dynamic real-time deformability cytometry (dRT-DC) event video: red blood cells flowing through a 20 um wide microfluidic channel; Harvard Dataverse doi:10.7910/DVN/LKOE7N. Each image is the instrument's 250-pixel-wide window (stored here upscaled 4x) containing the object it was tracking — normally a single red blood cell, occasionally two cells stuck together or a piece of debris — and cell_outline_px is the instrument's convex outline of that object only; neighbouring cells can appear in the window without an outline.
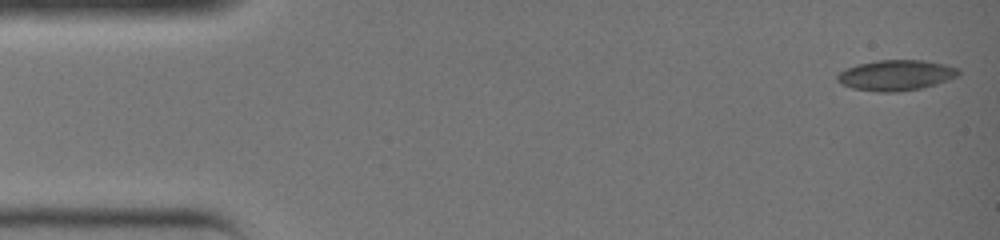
{"species": "common noctule bat (a hibernating species)", "species_latin": "Nyctalus noctula", "temperature_condition": "warm", "stored_images_in_passage": 36, "camera_frame_rate_fps": 3000, "um_per_image_px": 0.085, "animal": {"sex": "female", "body_mass_g": 19.0, "forearm_length_mm": 51.5}, "frame": {"image": 1, "passage_image": 1, "time_ms": 0.0, "image_size_px": [1000, 240], "cell_outline_px": [[960, 72], [956, 76], [948, 80], [936, 84], [920, 88], [896, 92], [876, 92], [852, 88], [840, 84], [836, 80], [836, 76], [840, 72], [856, 64], [876, 60], [924, 60], [944, 64], [956, 68]], "centroid_in_image_um": [76.11, 6.39], "position_along_channel_um": 8.9, "area_um2": 21.56}}
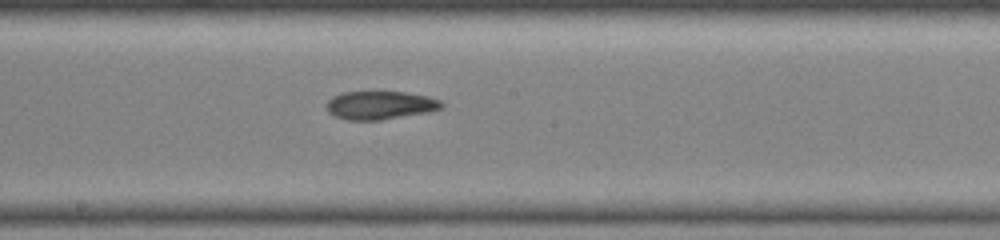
{"frame": {"image": 2, "passage_image": 20, "time_ms": 6.333, "image_size_px": [1000, 240], "cell_outline_px": [[444, 108], [432, 112], [380, 120], [348, 120], [336, 116], [328, 112], [324, 104], [332, 96], [344, 92], [408, 92], [428, 96], [440, 100], [444, 104]], "centroid_in_image_um": [32.35, 8.94], "position_along_channel_um": 215.9, "area_um2": 19.31}}
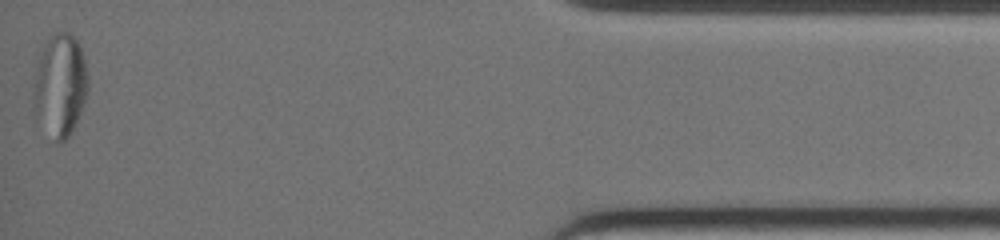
{"frame": {"image": 3, "passage_image": 36, "time_ms": 11.667, "image_size_px": [1000, 240], "cell_outline_px": [[88, 92], [84, 104], [72, 132], [60, 144], [56, 144], [36, 120], [32, 108], [32, 100], [36, 68], [48, 36], [52, 32], [68, 32], [76, 40], [80, 48], [84, 60], [88, 76]], "centroid_in_image_um": [5.08, 7.32], "position_along_channel_um": 430.1, "area_um2": 33.06}}